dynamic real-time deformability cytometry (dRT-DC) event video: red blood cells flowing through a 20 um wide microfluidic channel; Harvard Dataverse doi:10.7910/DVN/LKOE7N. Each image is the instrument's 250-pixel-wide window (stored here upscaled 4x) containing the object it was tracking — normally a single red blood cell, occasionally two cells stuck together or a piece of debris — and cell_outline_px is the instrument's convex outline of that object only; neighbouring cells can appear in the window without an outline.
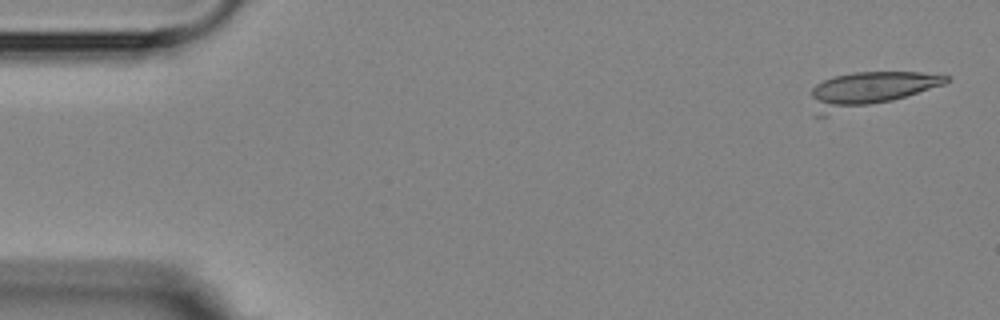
{"species": "Egyptian fruit bat (a non-hibernating species)", "species_latin": "Rousettus aegyptiacus", "temperature_condition": "room temperature", "stored_images_in_passage": 6, "camera_frame_rate_fps": 3000, "um_per_image_px": 0.085, "animal": {"sex": "female"}, "frame": {"image": 1, "passage_image": 1, "time_ms": 0.0, "image_size_px": [1000, 320], "cell_outline_px": [[948, 80], [944, 84], [892, 100], [828, 116], [812, 116], [812, 88], [816, 84], [832, 76], [852, 72], [920, 72], [948, 76]], "centroid_in_image_um": [73.78, 7.63], "position_along_channel_um": 11.2, "area_um2": 27.51}}
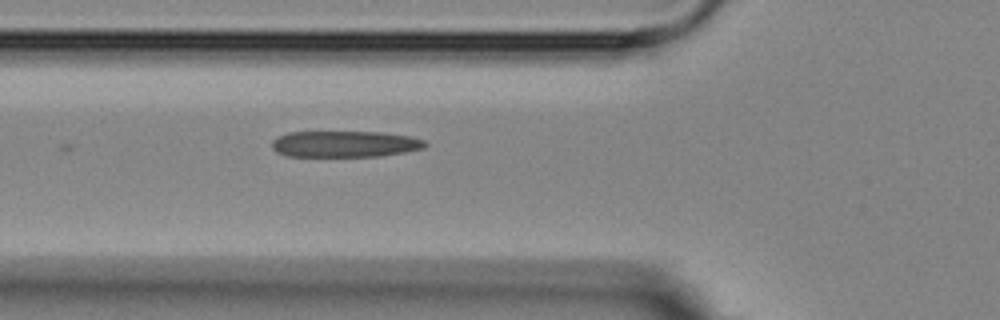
{"frame": {"image": 2, "passage_image": 6, "time_ms": 5.667, "image_size_px": [1000, 320], "cell_outline_px": [[428, 144], [424, 148], [404, 152], [380, 156], [284, 156], [276, 152], [272, 148], [272, 140], [276, 136], [288, 132], [380, 132], [412, 136], [424, 140]], "centroid_in_image_um": [29.29, 12.24], "position_along_channel_um": 96.5, "area_um2": 23.64}}